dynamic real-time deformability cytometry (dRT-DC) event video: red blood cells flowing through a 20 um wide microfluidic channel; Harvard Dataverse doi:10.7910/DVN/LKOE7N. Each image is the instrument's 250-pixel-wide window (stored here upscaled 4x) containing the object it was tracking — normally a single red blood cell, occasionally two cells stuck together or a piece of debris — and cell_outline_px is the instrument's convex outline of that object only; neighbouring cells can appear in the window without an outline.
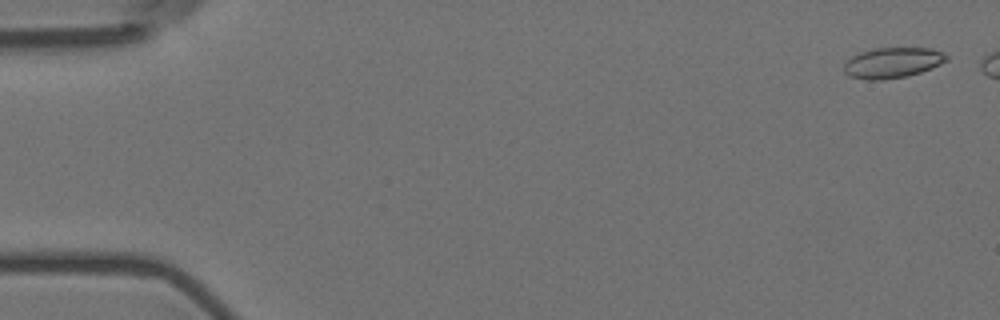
{"species": "Egyptian fruit bat (a non-hibernating species)", "species_latin": "Rousettus aegyptiacus", "temperature_condition": "room temperature", "stored_images_in_passage": 7, "camera_frame_rate_fps": 3000, "um_per_image_px": 0.085, "animal": {"sex": "female"}, "frame": {"image": 1, "passage_image": 1, "time_ms": 0.0, "image_size_px": [1000, 320], "cell_outline_px": [[948, 60], [932, 68], [908, 76], [880, 80], [864, 80], [848, 76], [844, 72], [844, 64], [852, 56], [860, 52], [872, 48], [932, 48], [944, 52], [948, 56]], "centroid_in_image_um": [75.86, 5.33], "position_along_channel_um": 9.1, "area_um2": 18.44}}
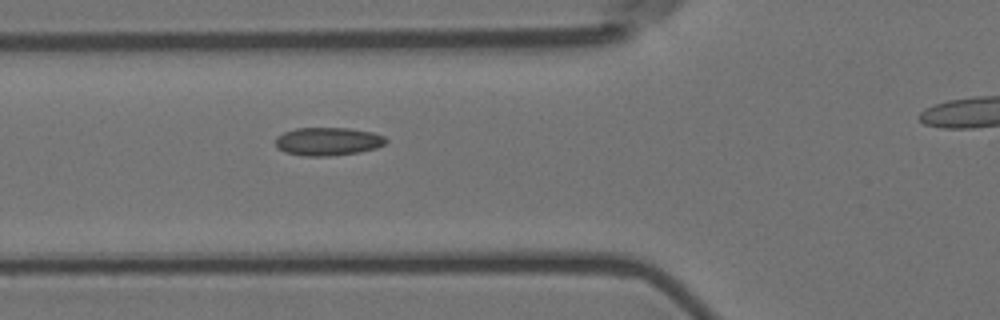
{"frame": {"image": 2, "passage_image": 6, "time_ms": 1.667, "image_size_px": [1000, 320], "cell_outline_px": [[388, 140], [384, 144], [376, 148], [360, 152], [328, 156], [304, 156], [284, 152], [276, 148], [276, 136], [284, 132], [296, 128], [348, 128], [372, 132], [384, 136]], "centroid_in_image_um": [27.85, 12.02], "position_along_channel_um": 97.9, "area_um2": 18.21}}